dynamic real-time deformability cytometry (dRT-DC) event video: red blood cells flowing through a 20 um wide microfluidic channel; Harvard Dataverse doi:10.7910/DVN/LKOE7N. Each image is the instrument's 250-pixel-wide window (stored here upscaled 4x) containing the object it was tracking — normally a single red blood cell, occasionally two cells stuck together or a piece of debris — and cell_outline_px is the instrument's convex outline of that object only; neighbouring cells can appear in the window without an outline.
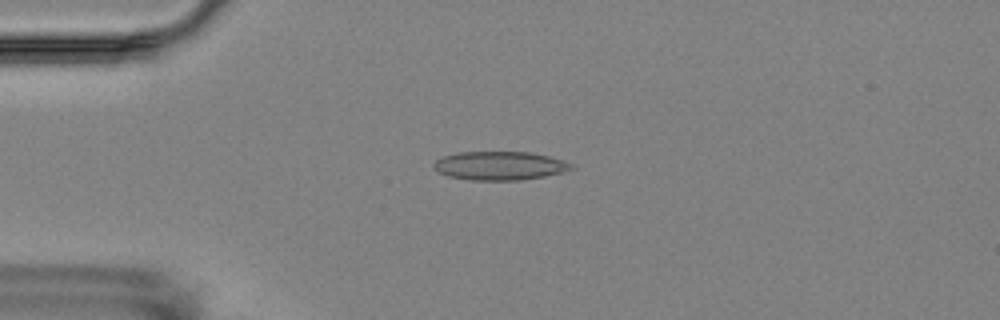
{"species": "Egyptian fruit bat (a non-hibernating species)", "species_latin": "Rousettus aegyptiacus", "temperature_condition": "room temperature", "stored_images_in_passage": 8, "camera_frame_rate_fps": 3000, "um_per_image_px": 0.085, "animal": {"sex": "female"}, "frame": {"image": 1, "passage_image": 4, "time_ms": 4.333, "image_size_px": [1000, 320], "cell_outline_px": [[576, 168], [564, 172], [544, 176], [520, 180], [472, 180], [448, 176], [432, 168], [432, 164], [436, 160], [444, 156], [456, 152], [528, 152], [548, 156], [564, 160], [572, 164]], "centroid_in_image_um": [42.48, 14.08], "position_along_channel_um": 42.5, "area_um2": 23.0}}
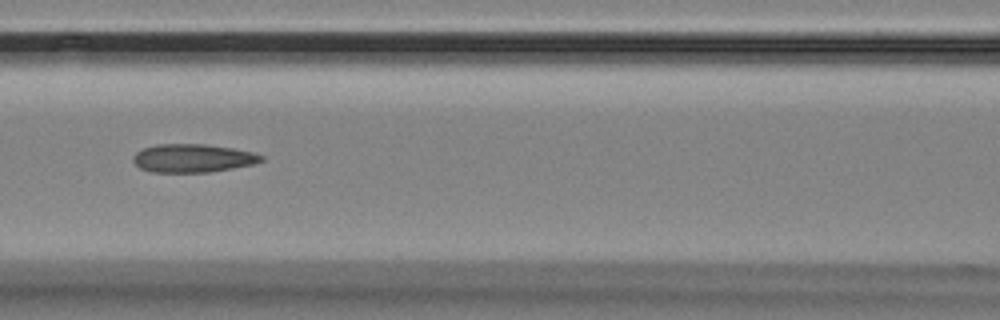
{"frame": {"image": 2, "passage_image": 7, "time_ms": 8.0, "image_size_px": [1000, 320], "cell_outline_px": [[264, 160], [252, 164], [232, 168], [208, 172], [152, 172], [140, 168], [132, 160], [132, 156], [136, 152], [144, 148], [156, 144], [204, 144], [232, 148], [252, 152], [264, 156]], "centroid_in_image_um": [16.36, 13.44], "position_along_channel_um": 150.2, "area_um2": 21.04}}
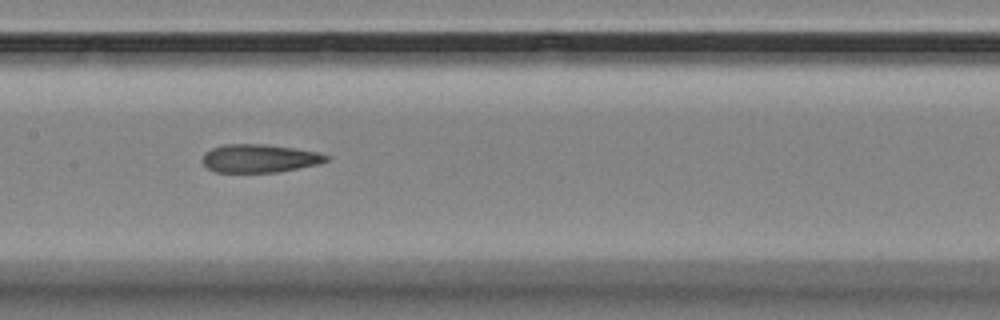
{"frame": {"image": 3, "passage_image": 8, "time_ms": 9.0, "image_size_px": [1000, 320], "cell_outline_px": [[332, 156], [328, 160], [320, 164], [276, 172], [216, 172], [208, 168], [204, 164], [204, 152], [212, 148], [224, 144], [264, 144], [320, 152]], "centroid_in_image_um": [22.1, 13.46], "position_along_channel_um": 185.3, "area_um2": 20.35}}